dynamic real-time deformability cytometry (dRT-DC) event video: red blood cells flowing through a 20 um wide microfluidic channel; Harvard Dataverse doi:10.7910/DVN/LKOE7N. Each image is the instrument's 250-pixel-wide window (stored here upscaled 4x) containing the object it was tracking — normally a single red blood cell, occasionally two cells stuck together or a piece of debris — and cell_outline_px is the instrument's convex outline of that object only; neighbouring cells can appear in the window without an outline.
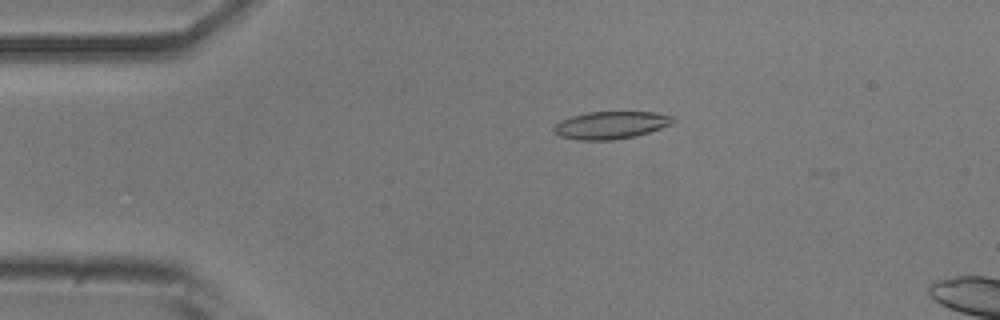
{"species": "common noctule bat (a hibernating species)", "species_latin": "Nyctalus noctula", "temperature_condition": "room temperature", "stored_images_in_passage": 14, "camera_frame_rate_fps": 3000, "um_per_image_px": 0.085, "animal": {"sex": "male", "body_mass_g": 20.5, "forearm_length_mm": 52.5}, "frame": {"image": 1, "passage_image": 10, "time_ms": 3.0, "image_size_px": [1000, 320], "cell_outline_px": [[676, 120], [672, 124], [636, 136], [612, 140], [576, 140], [560, 136], [552, 128], [560, 120], [572, 116], [588, 112], [656, 112], [676, 116]], "centroid_in_image_um": [51.96, 10.63], "position_along_channel_um": 33.0, "area_um2": 19.19}}